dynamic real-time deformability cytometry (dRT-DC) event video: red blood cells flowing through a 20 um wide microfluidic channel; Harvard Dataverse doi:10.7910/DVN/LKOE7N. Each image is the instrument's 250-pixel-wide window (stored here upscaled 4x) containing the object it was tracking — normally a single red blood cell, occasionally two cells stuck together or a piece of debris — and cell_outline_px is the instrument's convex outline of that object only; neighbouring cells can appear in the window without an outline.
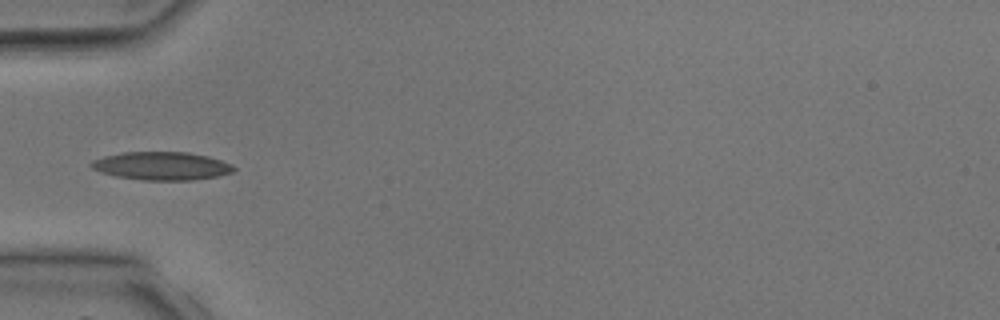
{"species": "common noctule bat (a hibernating species)", "species_latin": "Nyctalus noctula", "temperature_condition": "room temperature", "stored_images_in_passage": 3, "camera_frame_rate_fps": 3000, "um_per_image_px": 0.085, "animal": {"sex": "male", "body_mass_g": 17.9, "forearm_length_mm": 54.2}, "frame": {"image": 1, "passage_image": 3, "time_ms": 3.0, "image_size_px": [1000, 320], "cell_outline_px": [[236, 168], [232, 172], [216, 176], [192, 180], [144, 180], [116, 176], [100, 172], [92, 168], [88, 164], [92, 160], [104, 156], [124, 152], [188, 152], [208, 156], [232, 164]], "centroid_in_image_um": [13.72, 14.1], "position_along_channel_um": 71.3, "area_um2": 23.35}}